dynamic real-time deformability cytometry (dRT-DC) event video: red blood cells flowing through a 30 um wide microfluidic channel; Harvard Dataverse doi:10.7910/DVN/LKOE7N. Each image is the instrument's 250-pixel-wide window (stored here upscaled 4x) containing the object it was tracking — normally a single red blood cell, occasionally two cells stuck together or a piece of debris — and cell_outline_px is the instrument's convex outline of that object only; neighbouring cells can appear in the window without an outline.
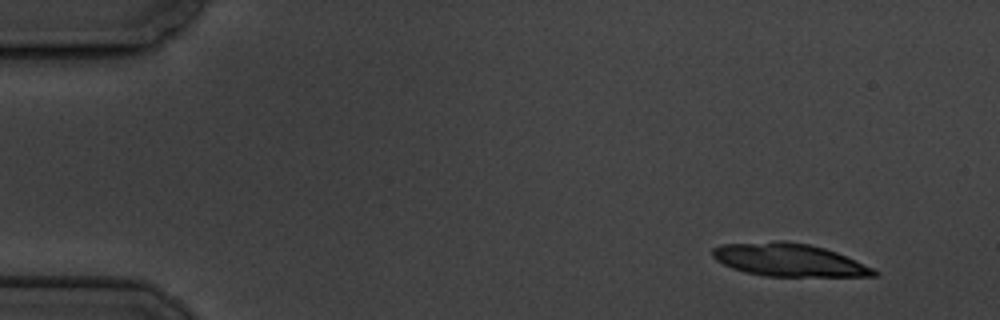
{"species": "common noctule bat (a hibernating species)", "species_latin": "Nyctalus noctula", "temperature_condition": "cold", "stored_images_in_passage": 6, "camera_frame_rate_fps": 3000, "um_per_image_px": 0.085, "animal": {"sex": "male", "body_mass_g": 19.5, "forearm_length_mm": 54.6}, "frame": {"image": 1, "passage_image": 1, "time_ms": 0.0, "image_size_px": [1000, 320], "cell_outline_px": [[880, 276], [764, 276], [744, 272], [732, 268], [716, 260], [712, 256], [712, 248], [720, 244], [776, 240], [784, 240], [808, 244], [824, 248], [836, 252], [872, 268], [880, 272]], "centroid_in_image_um": [67.01, 22.08], "position_along_channel_um": 18.0, "area_um2": 30.98}}
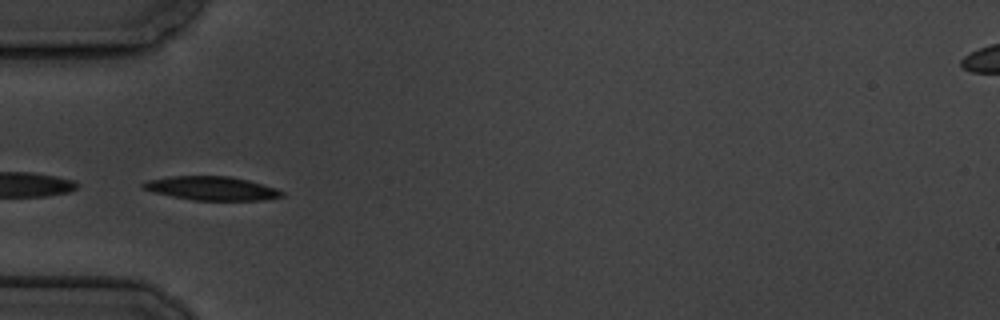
{"frame": {"image": 2, "passage_image": 5, "time_ms": 4.667, "image_size_px": [1000, 320], "cell_outline_px": [[284, 196], [260, 200], [192, 200], [172, 196], [140, 188], [140, 184], [148, 180], [168, 176], [228, 176], [248, 180], [276, 188], [284, 192]], "centroid_in_image_um": [17.97, 16.0], "position_along_channel_um": 67.0, "area_um2": 19.13}}